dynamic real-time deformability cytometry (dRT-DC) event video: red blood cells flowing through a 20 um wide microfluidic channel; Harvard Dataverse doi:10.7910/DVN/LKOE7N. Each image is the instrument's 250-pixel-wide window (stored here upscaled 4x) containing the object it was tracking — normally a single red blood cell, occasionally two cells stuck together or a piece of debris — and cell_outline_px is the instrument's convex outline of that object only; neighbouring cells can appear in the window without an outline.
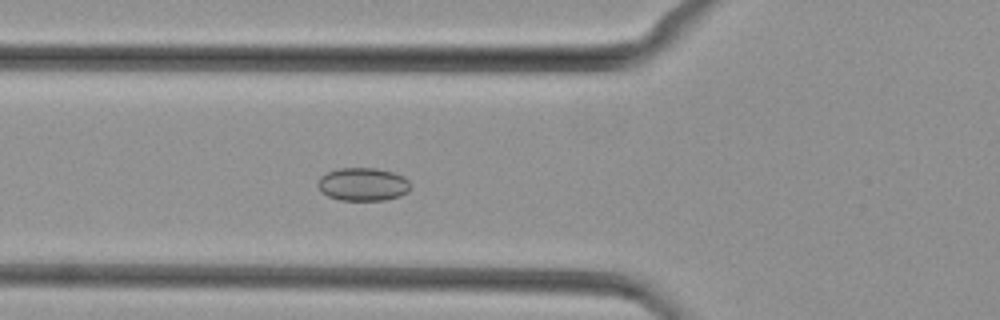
{"species": "common noctule bat (a hibernating species)", "species_latin": "Nyctalus noctula", "temperature_condition": "cold", "stored_images_in_passage": 48, "camera_frame_rate_fps": 3000, "um_per_image_px": 0.085, "animal": {"sex": "female", "body_mass_g": 29.2, "forearm_length_mm": 56.3}, "frame": {"image": 1, "passage_image": 17, "time_ms": 5.333, "image_size_px": [1000, 320], "cell_outline_px": [[408, 192], [400, 196], [384, 200], [340, 200], [328, 196], [320, 192], [316, 184], [320, 176], [336, 168], [376, 168], [392, 172], [404, 176], [408, 180]], "centroid_in_image_um": [30.8, 15.66], "position_along_channel_um": 95.0, "area_um2": 17.98}}
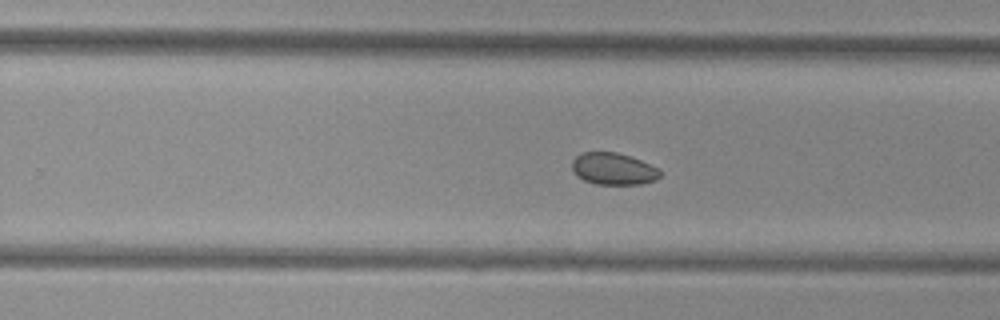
{"frame": {"image": 2, "passage_image": 30, "time_ms": 9.667, "image_size_px": [1000, 320], "cell_outline_px": [[660, 176], [656, 180], [640, 184], [596, 184], [584, 180], [576, 176], [572, 168], [572, 160], [576, 156], [584, 152], [616, 152], [640, 160], [660, 168]], "centroid_in_image_um": [52.13, 14.35], "position_along_channel_um": 277.7, "area_um2": 16.36}}
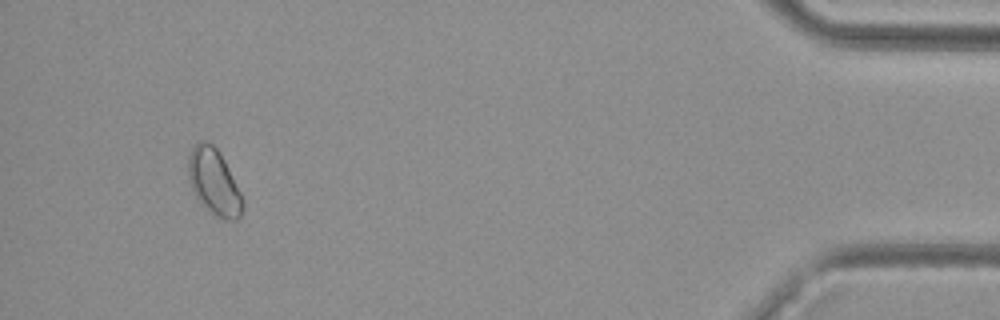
{"frame": {"image": 3, "passage_image": 45, "time_ms": 14.667, "image_size_px": [1000, 320], "cell_outline_px": [[244, 204], [240, 216], [236, 220], [224, 220], [208, 212], [196, 200], [192, 192], [188, 180], [188, 156], [192, 148], [200, 140], [204, 140], [212, 144], [220, 152], [244, 200]], "centroid_in_image_um": [18.16, 15.5], "position_along_channel_um": 417.0, "area_um2": 21.27}}